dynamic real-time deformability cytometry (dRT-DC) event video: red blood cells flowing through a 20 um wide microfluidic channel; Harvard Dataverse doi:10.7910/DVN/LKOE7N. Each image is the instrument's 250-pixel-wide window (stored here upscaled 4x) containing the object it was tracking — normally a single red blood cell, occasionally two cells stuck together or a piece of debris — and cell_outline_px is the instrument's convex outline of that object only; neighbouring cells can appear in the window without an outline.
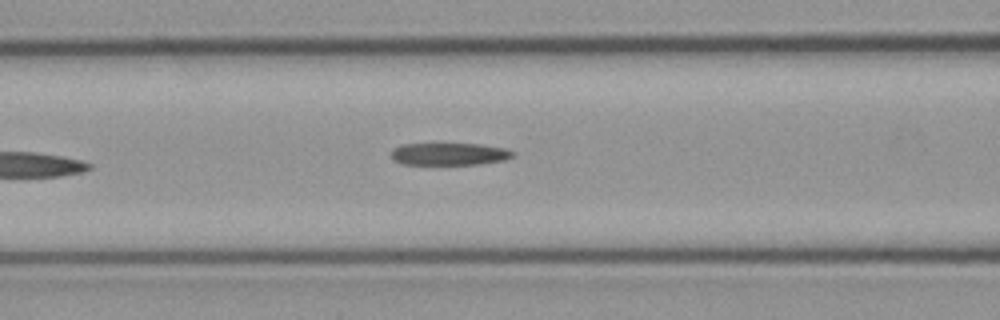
{"species": "common noctule bat (a hibernating species)", "species_latin": "Nyctalus noctula", "temperature_condition": "cold", "stored_images_in_passage": 6, "camera_frame_rate_fps": 3000, "um_per_image_px": 0.085, "animal": {"sex": "male", "body_mass_g": 23.1, "forearm_length_mm": 52.7}, "frame": {"image": 1, "passage_image": 6, "time_ms": 1.667, "image_size_px": [1000, 320], "cell_outline_px": [[516, 152], [512, 156], [504, 160], [480, 164], [404, 164], [392, 160], [392, 148], [400, 144], [480, 144], [504, 148]], "centroid_in_image_um": [38.17, 13.09], "position_along_channel_um": 128.4, "area_um2": 15.78}}